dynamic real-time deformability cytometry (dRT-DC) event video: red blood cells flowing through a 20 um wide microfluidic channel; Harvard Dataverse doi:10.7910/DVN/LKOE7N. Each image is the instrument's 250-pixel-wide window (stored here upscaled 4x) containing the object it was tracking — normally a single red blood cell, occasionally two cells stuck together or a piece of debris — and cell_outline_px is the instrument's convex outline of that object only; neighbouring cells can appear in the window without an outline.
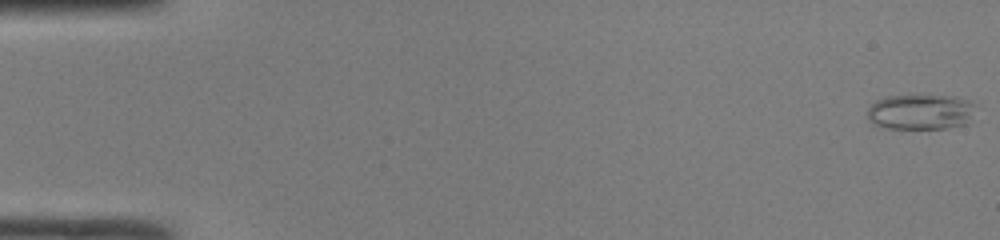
{"species": "common noctule bat (a hibernating species)", "species_latin": "Nyctalus noctula", "temperature_condition": "room temperature", "stored_images_in_passage": 49, "camera_frame_rate_fps": 3000, "um_per_image_px": 0.085, "animal": {"sex": "male", "body_mass_g": 19.0, "forearm_length_mm": 50.8}, "frame": {"image": 1, "passage_image": 1, "time_ms": 0.0, "image_size_px": [1000, 240], "cell_outline_px": [[976, 104], [972, 124], [948, 128], [888, 128], [872, 124], [868, 120], [868, 108], [876, 100], [888, 96], [912, 92], [956, 96], [968, 100]], "centroid_in_image_um": [78.32, 9.46], "position_along_channel_um": 6.7, "area_um2": 23.64}}
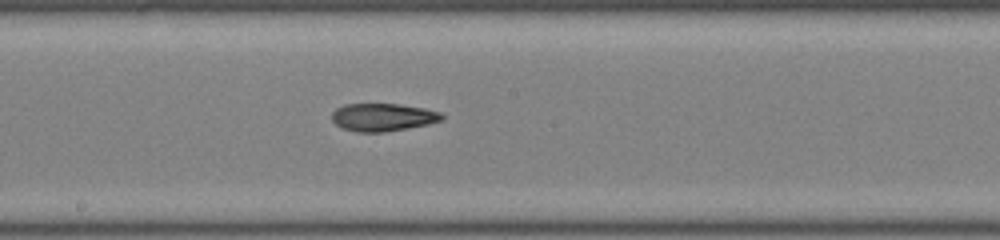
{"frame": {"image": 2, "passage_image": 27, "time_ms": 8.667, "image_size_px": [1000, 240], "cell_outline_px": [[444, 120], [428, 124], [408, 128], [384, 132], [356, 132], [340, 128], [332, 120], [332, 112], [336, 108], [344, 104], [400, 104], [424, 108], [440, 112], [444, 116]], "centroid_in_image_um": [32.53, 9.97], "position_along_channel_um": 215.7, "area_um2": 17.98}}
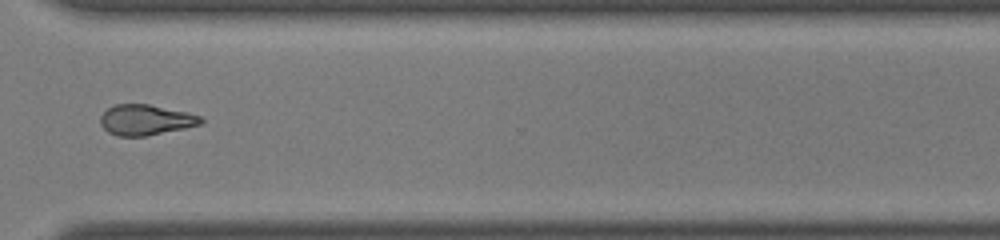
{"frame": {"image": 3, "passage_image": 37, "time_ms": 12.0, "image_size_px": [1000, 240], "cell_outline_px": [[204, 120], [200, 124], [184, 128], [148, 136], [116, 136], [108, 132], [100, 124], [100, 116], [108, 108], [116, 104], [148, 104], [188, 112], [200, 116]], "centroid_in_image_um": [12.37, 10.19], "position_along_channel_um": 358.2, "area_um2": 17.86}, "authors_computed_cell_mechanics": {"area_um2": 19.1896, "velocity_mm_per_s": 4.2497, "shape_relaxation_time_tau1_ms": null, "shape_relaxation_time_tau2_ms": 5.5917, "deformation_change_tau1": null, "deformation_change_tau2": 0.1392}}